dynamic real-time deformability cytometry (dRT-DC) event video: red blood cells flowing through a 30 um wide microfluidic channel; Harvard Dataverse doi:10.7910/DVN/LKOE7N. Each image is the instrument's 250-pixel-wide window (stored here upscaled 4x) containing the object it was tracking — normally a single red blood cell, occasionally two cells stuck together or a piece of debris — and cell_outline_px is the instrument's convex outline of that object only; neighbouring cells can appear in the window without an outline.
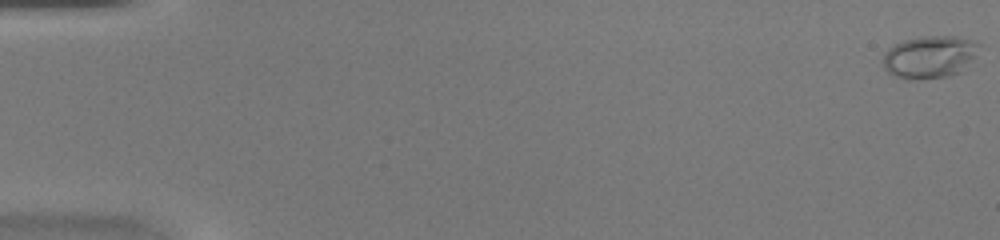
{"species": "common noctule bat (a hibernating species)", "species_latin": "Nyctalus noctula", "temperature_condition": "warm", "stored_images_in_passage": 47, "camera_frame_rate_fps": 3000, "um_per_image_px": 0.085, "animal": {"sex": "female", "body_mass_g": 20.0, "forearm_length_mm": 54.0}, "frame": {"image": 1, "passage_image": 1, "time_ms": 0.0, "image_size_px": [1000, 240], "cell_outline_px": [[980, 44], [972, 56], [960, 72], [948, 76], [916, 80], [904, 80], [892, 76], [884, 68], [884, 52], [888, 48], [904, 40], [924, 36], [956, 36], [972, 40]], "centroid_in_image_um": [78.94, 4.85], "position_along_channel_um": 6.1, "area_um2": 23.58}}
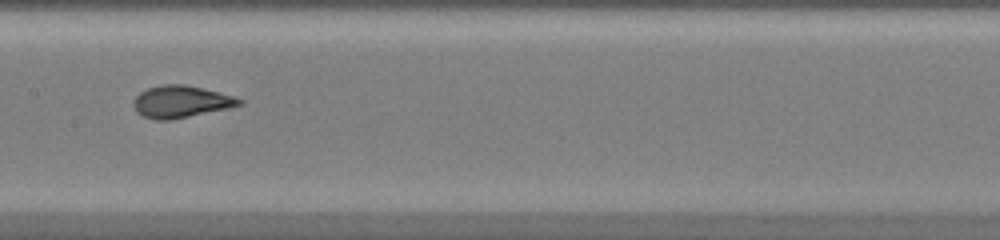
{"frame": {"image": 2, "passage_image": 25, "time_ms": 8.0, "image_size_px": [1000, 240], "cell_outline_px": [[244, 104], [228, 108], [168, 120], [156, 120], [144, 116], [136, 112], [132, 104], [136, 96], [140, 92], [148, 88], [160, 84], [184, 84], [220, 92], [236, 96], [244, 100]], "centroid_in_image_um": [15.39, 8.63], "position_along_channel_um": 192.0, "area_um2": 19.77}}
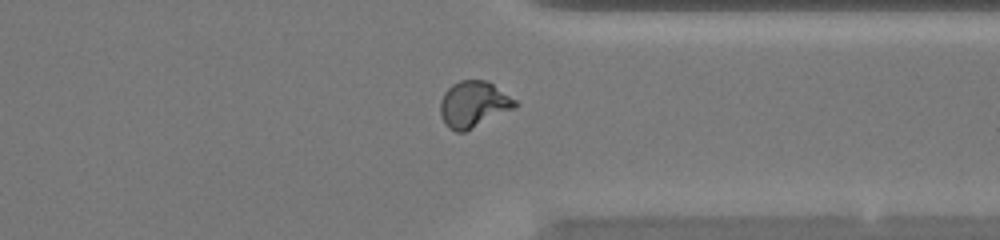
{"frame": {"image": 3, "passage_image": 37, "time_ms": 12.0, "image_size_px": [1000, 240], "cell_outline_px": [[520, 104], [516, 108], [464, 132], [456, 132], [448, 128], [440, 112], [440, 100], [444, 92], [452, 84], [460, 80], [488, 80], [516, 100]], "centroid_in_image_um": [40.27, 8.85], "position_along_channel_um": 371.1, "area_um2": 20.29}}